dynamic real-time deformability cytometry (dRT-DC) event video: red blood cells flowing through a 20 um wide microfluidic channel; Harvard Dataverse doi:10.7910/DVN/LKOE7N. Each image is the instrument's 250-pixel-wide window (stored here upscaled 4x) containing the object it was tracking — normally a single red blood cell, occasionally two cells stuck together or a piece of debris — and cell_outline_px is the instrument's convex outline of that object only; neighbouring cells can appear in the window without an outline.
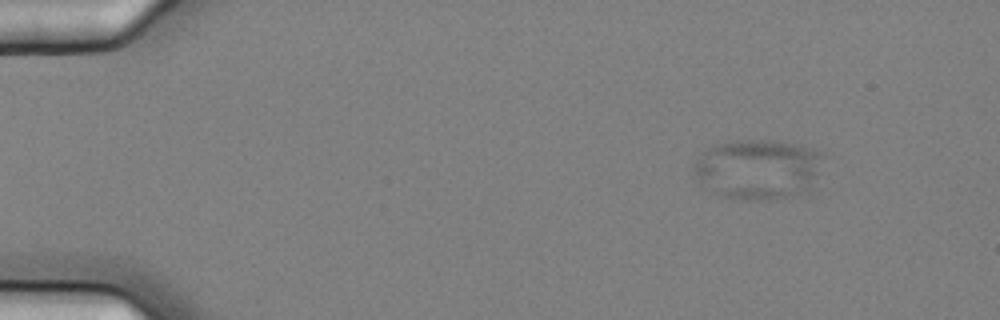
{"species": "common noctule bat (a hibernating species)", "species_latin": "Nyctalus noctula", "temperature_condition": "cold", "stored_images_in_passage": 5, "camera_frame_rate_fps": 3000, "um_per_image_px": 0.085, "animal": {"sex": "female", "body_mass_g": 25.1}, "frame": {"image": 1, "passage_image": 2, "time_ms": 0.333, "image_size_px": [1000, 320], "cell_outline_px": [[824, 156], [816, 192], [768, 200], [736, 200], [724, 196], [716, 192], [700, 180], [696, 176], [692, 168], [696, 160], [708, 148], [716, 144], [732, 140], [776, 140], [800, 144], [824, 152]], "centroid_in_image_um": [64.59, 14.39], "position_along_channel_um": 20.4, "area_um2": 46.53}}
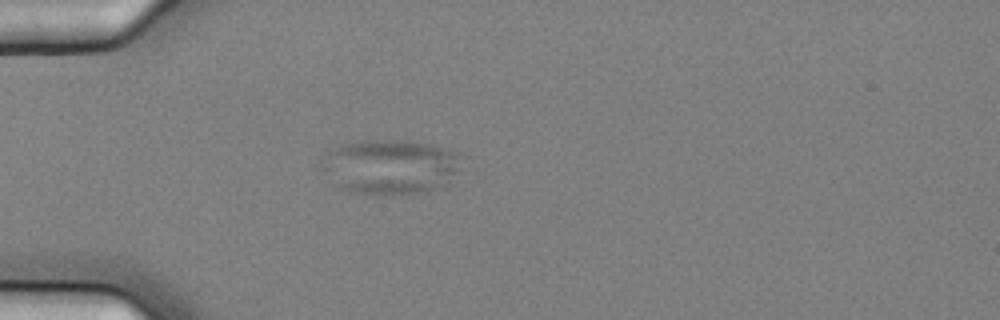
{"frame": {"image": 2, "passage_image": 5, "time_ms": 1.333, "image_size_px": [1000, 320], "cell_outline_px": [[460, 156], [448, 188], [428, 192], [392, 196], [388, 196], [352, 192], [340, 188], [320, 168], [320, 160], [332, 148], [340, 144], [360, 140], [408, 140], [432, 144], [460, 152]], "centroid_in_image_um": [33.17, 14.19], "position_along_channel_um": 51.8, "area_um2": 45.72}}